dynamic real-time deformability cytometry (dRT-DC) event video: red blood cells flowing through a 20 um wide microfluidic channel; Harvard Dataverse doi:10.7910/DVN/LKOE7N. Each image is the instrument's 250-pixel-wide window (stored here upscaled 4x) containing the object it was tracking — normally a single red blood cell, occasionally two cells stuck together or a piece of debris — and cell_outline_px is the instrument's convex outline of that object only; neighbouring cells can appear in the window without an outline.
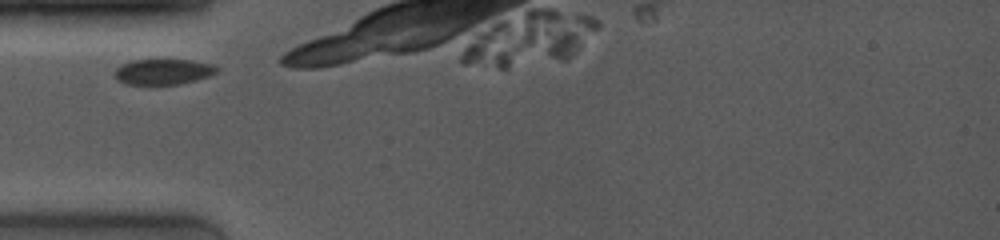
{"species": "common noctule bat (a hibernating species)", "species_latin": "Nyctalus noctula", "temperature_condition": "room temperature", "stored_images_in_passage": 3, "camera_frame_rate_fps": 4000, "um_per_image_px": 0.085, "animal": {"sex": "female", "body_mass_g": 19.0, "forearm_length_mm": 53.3}, "frame": {"image": 1, "passage_image": 1, "time_ms": 0.0, "image_size_px": [1000, 240], "cell_outline_px": [[220, 68], [216, 72], [208, 76], [196, 80], [180, 84], [124, 84], [116, 76], [116, 68], [120, 64], [132, 60], [192, 60], [216, 64]], "centroid_in_image_um": [13.92, 6.08], "position_along_channel_um": 71.1, "area_um2": 15.2}}